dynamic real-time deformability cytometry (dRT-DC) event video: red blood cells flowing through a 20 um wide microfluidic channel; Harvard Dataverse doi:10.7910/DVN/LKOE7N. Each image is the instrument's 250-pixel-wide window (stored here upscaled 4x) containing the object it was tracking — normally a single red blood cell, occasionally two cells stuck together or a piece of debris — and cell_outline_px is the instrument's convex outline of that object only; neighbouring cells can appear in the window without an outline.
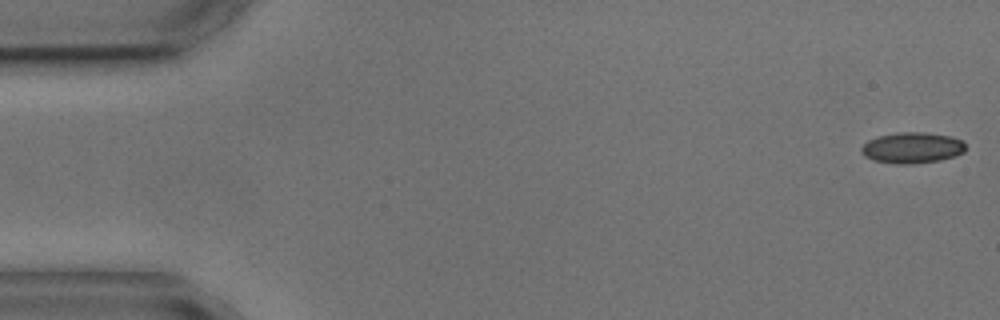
{"species": "common noctule bat (a hibernating species)", "species_latin": "Nyctalus noctula", "temperature_condition": "cold", "stored_images_in_passage": 4, "camera_frame_rate_fps": 3000, "um_per_image_px": 0.085, "animal": {"sex": "male", "body_mass_g": 17.9, "forearm_length_mm": 54.2}, "frame": {"image": 1, "passage_image": 1, "time_ms": 0.0, "image_size_px": [1000, 320], "cell_outline_px": [[964, 152], [956, 156], [940, 160], [908, 164], [896, 164], [872, 160], [864, 156], [860, 152], [860, 148], [868, 140], [876, 136], [896, 132], [924, 132], [952, 136], [964, 140]], "centroid_in_image_um": [77.52, 12.55], "position_along_channel_um": 7.5, "area_um2": 19.07}}